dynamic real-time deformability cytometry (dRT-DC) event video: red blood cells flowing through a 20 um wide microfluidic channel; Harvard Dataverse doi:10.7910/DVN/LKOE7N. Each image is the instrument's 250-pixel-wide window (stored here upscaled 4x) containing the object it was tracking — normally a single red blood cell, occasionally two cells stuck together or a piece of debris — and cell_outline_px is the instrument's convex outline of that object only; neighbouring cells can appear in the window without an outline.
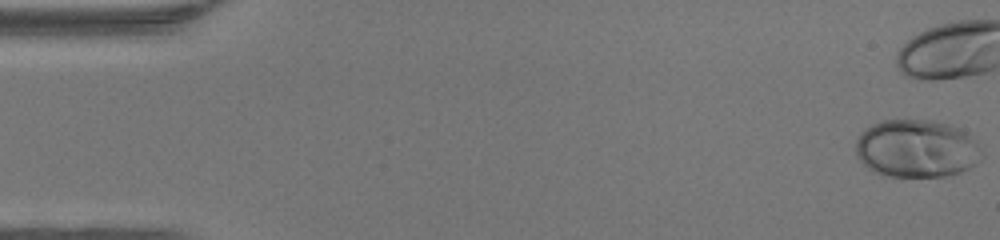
{"species": "human", "species_latin": "Homo sapiens", "temperature_condition": "warm", "stored_images_in_passage": 37, "camera_frame_rate_fps": 3000, "um_per_image_px": 0.085, "donor": {"sex": "female"}, "frame": {"image": 1, "passage_image": 1, "time_ms": 0.0, "image_size_px": [1000, 240], "cell_outline_px": [[984, 156], [976, 164], [960, 172], [944, 176], [884, 176], [872, 172], [860, 160], [856, 152], [856, 140], [860, 132], [864, 128], [872, 124], [884, 120], [932, 120], [948, 124], [968, 132], [976, 140], [984, 152]], "centroid_in_image_um": [77.93, 12.62], "position_along_channel_um": 7.1, "area_um2": 43.0}}
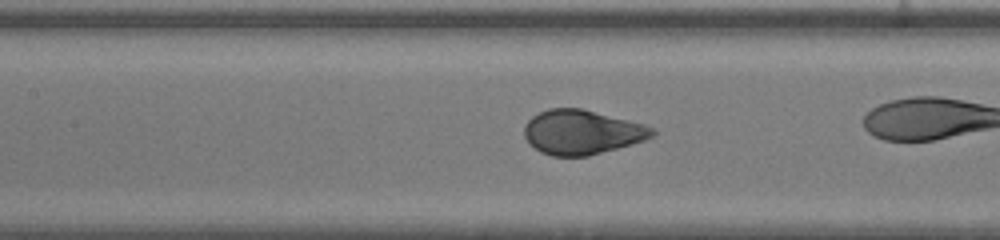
{"frame": {"image": 2, "passage_image": 22, "time_ms": 7.0, "image_size_px": [1000, 240], "cell_outline_px": [[656, 132], [652, 136], [644, 140], [632, 144], [588, 156], [552, 156], [540, 152], [528, 144], [524, 136], [524, 124], [532, 116], [548, 108], [580, 108], [644, 124], [656, 128]], "centroid_in_image_um": [49.43, 11.24], "position_along_channel_um": 158.0, "area_um2": 33.23}}